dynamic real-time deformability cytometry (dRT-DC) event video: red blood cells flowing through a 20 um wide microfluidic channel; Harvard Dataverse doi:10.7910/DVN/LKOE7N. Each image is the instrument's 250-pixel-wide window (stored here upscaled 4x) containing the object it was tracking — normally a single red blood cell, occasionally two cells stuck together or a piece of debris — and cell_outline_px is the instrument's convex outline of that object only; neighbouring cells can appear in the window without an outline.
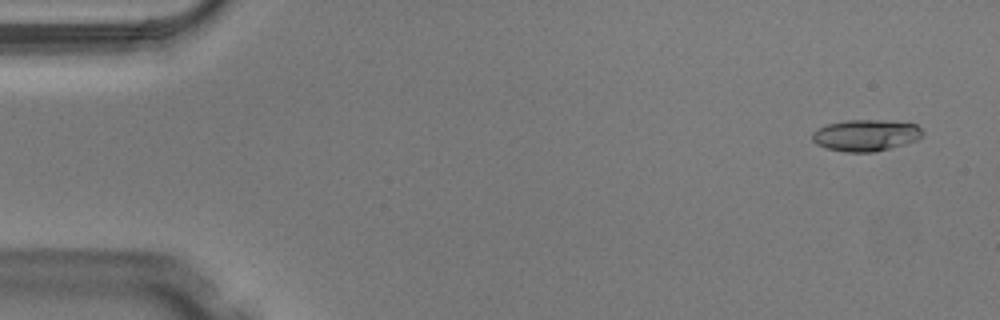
{"species": "Egyptian fruit bat (a non-hibernating species)", "species_latin": "Rousettus aegyptiacus", "temperature_condition": "warm", "stored_images_in_passage": 4, "camera_frame_rate_fps": 3000, "um_per_image_px": 0.085, "animal": {"sex": "male"}, "frame": {"image": 1, "passage_image": 1, "time_ms": 0.0, "image_size_px": [1000, 320], "cell_outline_px": [[924, 132], [916, 140], [888, 148], [872, 152], [844, 152], [824, 148], [816, 144], [812, 140], [812, 132], [816, 128], [828, 124], [848, 120], [884, 120], [916, 124]], "centroid_in_image_um": [73.53, 11.5], "position_along_channel_um": 11.5, "area_um2": 20.17}}
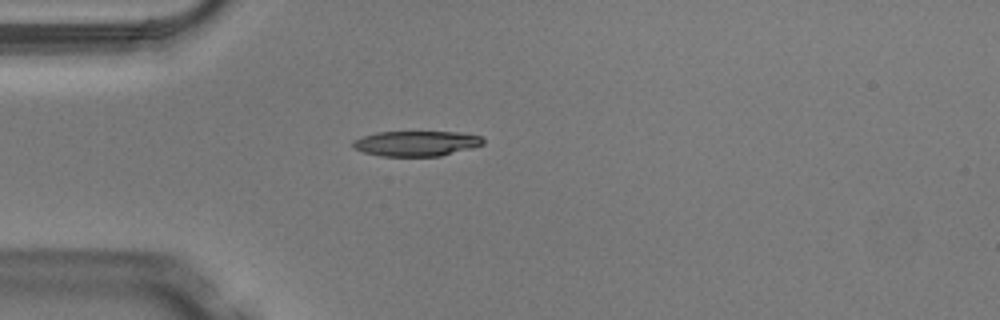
{"frame": {"image": 2, "passage_image": 4, "time_ms": 1.0, "image_size_px": [1000, 320], "cell_outline_px": [[484, 144], [440, 156], [380, 156], [364, 152], [356, 148], [352, 144], [352, 140], [376, 132], [460, 132], [484, 136]], "centroid_in_image_um": [35.41, 12.18], "position_along_channel_um": 49.6, "area_um2": 19.07}}